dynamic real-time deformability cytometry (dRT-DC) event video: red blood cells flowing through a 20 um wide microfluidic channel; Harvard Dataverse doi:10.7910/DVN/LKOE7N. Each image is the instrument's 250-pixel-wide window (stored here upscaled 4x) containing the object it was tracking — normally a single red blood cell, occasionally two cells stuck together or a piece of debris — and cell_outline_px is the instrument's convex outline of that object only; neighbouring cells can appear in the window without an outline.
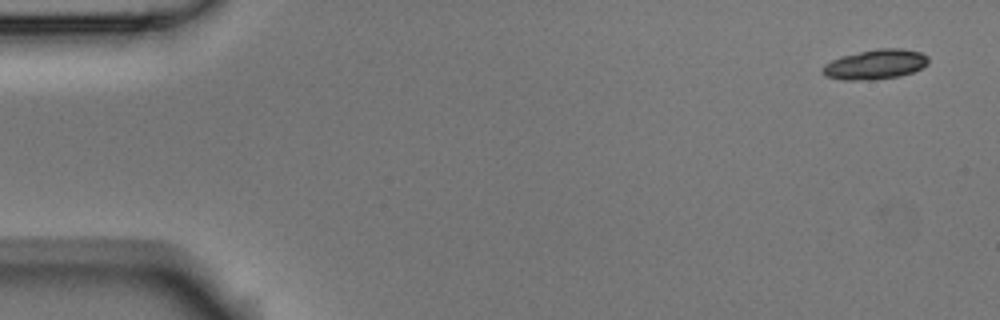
{"species": "Egyptian fruit bat (a non-hibernating species)", "species_latin": "Rousettus aegyptiacus", "temperature_condition": "room temperature", "stored_images_in_passage": 4, "camera_frame_rate_fps": 3000, "um_per_image_px": 0.085, "animal": {"sex": "male"}, "frame": {"image": 1, "passage_image": 1, "time_ms": 0.0, "image_size_px": [1000, 320], "cell_outline_px": [[928, 64], [912, 72], [900, 76], [868, 80], [840, 80], [824, 76], [824, 64], [840, 56], [876, 48], [904, 48], [920, 52], [928, 56]], "centroid_in_image_um": [74.4, 5.46], "position_along_channel_um": 10.6, "area_um2": 18.44}}